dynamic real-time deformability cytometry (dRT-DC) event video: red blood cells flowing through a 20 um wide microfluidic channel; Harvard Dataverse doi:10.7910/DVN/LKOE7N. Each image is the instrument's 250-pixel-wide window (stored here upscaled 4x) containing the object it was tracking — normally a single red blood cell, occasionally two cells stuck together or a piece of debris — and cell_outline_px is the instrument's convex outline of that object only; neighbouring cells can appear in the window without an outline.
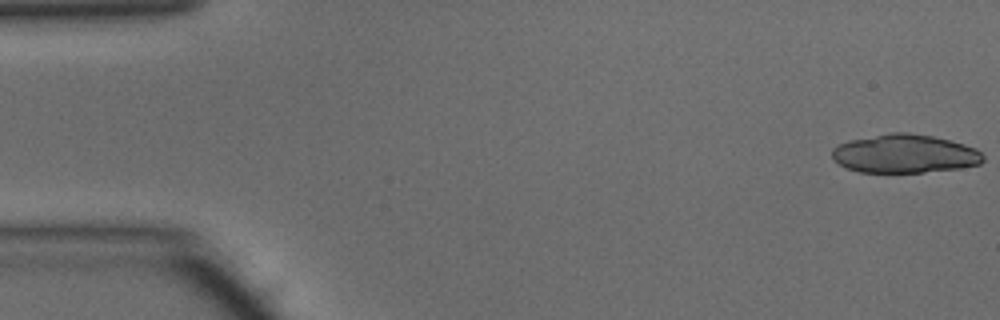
{"species": "common noctule bat (a hibernating species)", "species_latin": "Nyctalus noctula", "temperature_condition": "warm", "stored_images_in_passage": 17, "camera_frame_rate_fps": 3000, "um_per_image_px": 0.085, "animal": {"sex": "male", "body_mass_g": 15.6}, "frame": {"image": 1, "passage_image": 1, "time_ms": 0.0, "image_size_px": [1000, 320], "cell_outline_px": [[984, 160], [980, 164], [960, 168], [924, 172], [860, 172], [848, 168], [840, 164], [832, 156], [832, 148], [848, 140], [892, 132], [908, 132], [932, 136], [964, 144], [976, 148], [984, 156]], "centroid_in_image_um": [76.92, 13.06], "position_along_channel_um": 8.1, "area_um2": 33.81}}